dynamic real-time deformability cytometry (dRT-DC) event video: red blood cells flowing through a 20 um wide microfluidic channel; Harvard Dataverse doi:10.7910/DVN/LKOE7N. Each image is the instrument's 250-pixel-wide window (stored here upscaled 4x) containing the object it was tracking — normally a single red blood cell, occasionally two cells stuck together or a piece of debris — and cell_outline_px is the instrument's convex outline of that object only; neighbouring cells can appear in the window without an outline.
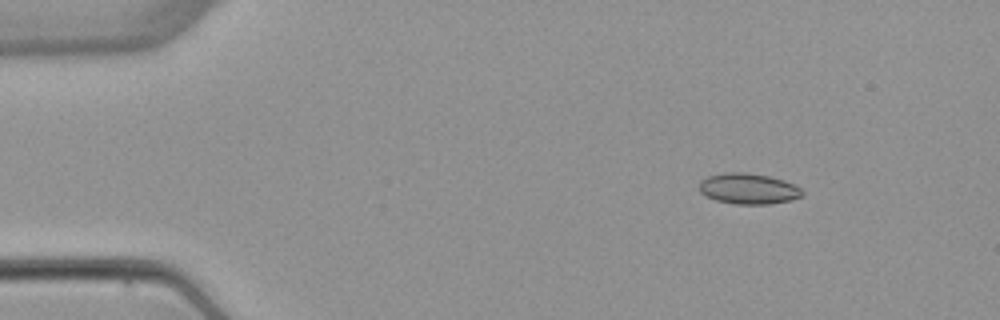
{"species": "common noctule bat (a hibernating species)", "species_latin": "Nyctalus noctula", "temperature_condition": "warm", "stored_images_in_passage": 5, "camera_frame_rate_fps": 3000, "um_per_image_px": 0.085, "animal": {"sex": "female", "body_mass_g": 22.7, "forearm_length_mm": 54.2}, "frame": {"image": 1, "passage_image": 2, "time_ms": 1.0, "image_size_px": [1000, 320], "cell_outline_px": [[804, 196], [792, 200], [768, 204], [736, 204], [716, 200], [700, 192], [700, 180], [708, 176], [724, 172], [744, 172], [768, 176], [784, 180], [800, 188], [804, 192]], "centroid_in_image_um": [63.63, 16.04], "position_along_channel_um": 21.4, "area_um2": 18.44}}